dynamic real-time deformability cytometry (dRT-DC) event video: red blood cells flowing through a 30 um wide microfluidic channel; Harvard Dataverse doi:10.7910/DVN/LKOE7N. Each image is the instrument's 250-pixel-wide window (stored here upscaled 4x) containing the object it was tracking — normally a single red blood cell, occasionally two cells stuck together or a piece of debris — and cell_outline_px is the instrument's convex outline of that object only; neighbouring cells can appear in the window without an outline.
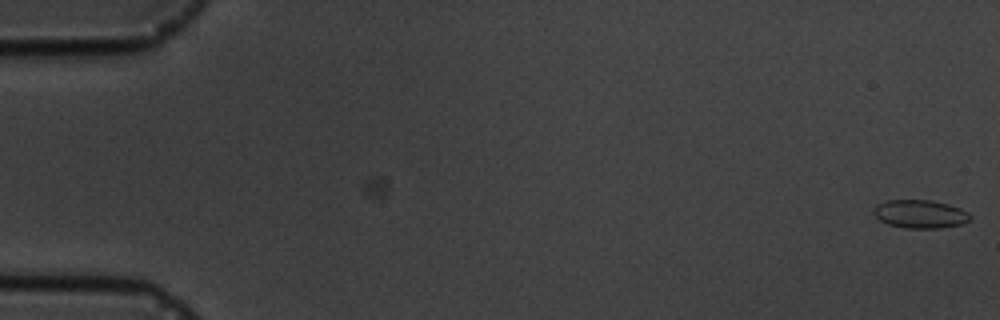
{"species": "common noctule bat (a hibernating species)", "species_latin": "Nyctalus noctula", "temperature_condition": "cold", "stored_images_in_passage": 2, "camera_frame_rate_fps": 3000, "um_per_image_px": 0.085, "animal": {"sex": "male", "body_mass_g": 19.5, "forearm_length_mm": 54.6}, "frame": {"image": 1, "passage_image": 2, "time_ms": 1.333, "image_size_px": [1000, 320], "cell_outline_px": [[972, 220], [960, 224], [940, 228], [904, 228], [888, 224], [880, 220], [872, 212], [876, 204], [884, 200], [928, 200], [948, 204], [960, 208], [968, 212], [972, 216]], "centroid_in_image_um": [78.21, 18.19], "position_along_channel_um": 6.8, "area_um2": 16.01}}